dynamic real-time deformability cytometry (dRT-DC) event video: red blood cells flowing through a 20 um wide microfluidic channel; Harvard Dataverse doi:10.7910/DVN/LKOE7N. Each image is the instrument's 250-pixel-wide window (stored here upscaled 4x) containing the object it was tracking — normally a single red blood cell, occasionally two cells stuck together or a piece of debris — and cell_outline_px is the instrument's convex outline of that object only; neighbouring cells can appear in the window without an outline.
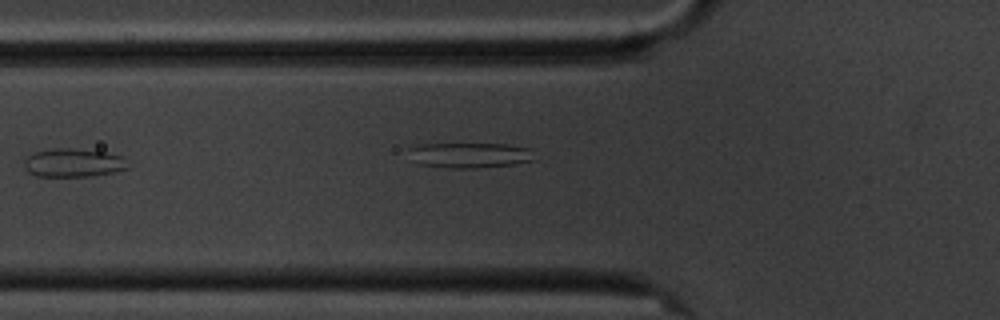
{"species": "common noctule bat (a hibernating species)", "species_latin": "Nyctalus noctula", "temperature_condition": "cold", "stored_images_in_passage": 12, "camera_frame_rate_fps": 3000, "um_per_image_px": 0.085, "animal": {"sex": "male", "body_mass_g": 20.1, "forearm_length_mm": 53.5}, "frame": {"image": 1, "passage_image": 3, "time_ms": 2.333, "image_size_px": [1000, 320], "cell_outline_px": [[128, 168], [112, 172], [92, 176], [36, 176], [28, 172], [24, 164], [28, 156], [32, 152], [52, 148], [68, 148], [104, 152], [124, 156]], "centroid_in_image_um": [6.22, 13.83], "position_along_channel_um": 119.6, "area_um2": 17.11}}
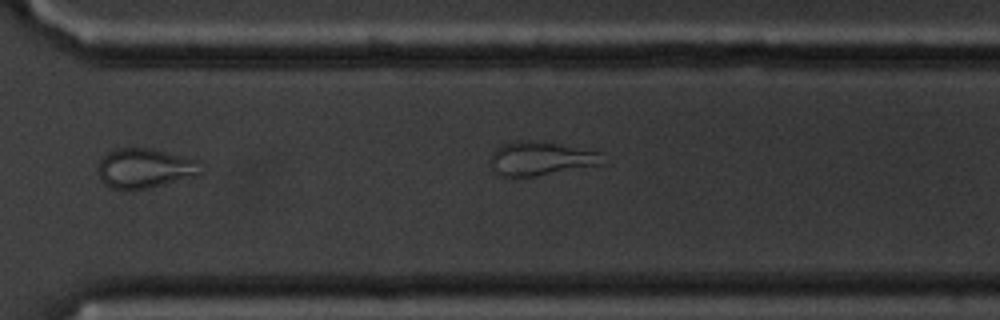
{"frame": {"image": 2, "passage_image": 9, "time_ms": 9.333, "image_size_px": [1000, 320], "cell_outline_px": [[204, 172], [196, 176], [148, 188], [112, 188], [104, 184], [100, 176], [100, 160], [108, 152], [116, 148], [148, 148], [200, 160]], "centroid_in_image_um": [12.38, 14.29], "position_along_channel_um": 358.2, "area_um2": 23.47}}